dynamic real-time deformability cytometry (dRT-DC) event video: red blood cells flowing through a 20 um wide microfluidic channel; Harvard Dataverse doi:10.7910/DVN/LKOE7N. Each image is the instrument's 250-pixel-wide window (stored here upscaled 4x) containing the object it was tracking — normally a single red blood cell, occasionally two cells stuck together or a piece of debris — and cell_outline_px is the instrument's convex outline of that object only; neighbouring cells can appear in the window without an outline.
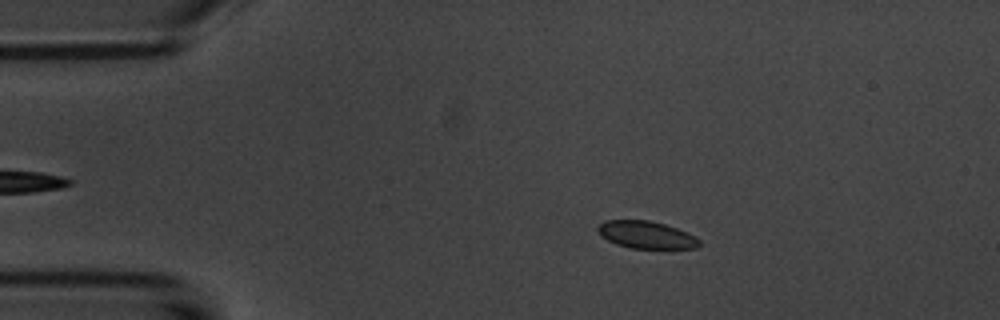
{"species": "common noctule bat (a hibernating species)", "species_latin": "Nyctalus noctula", "temperature_condition": "room temperature", "stored_images_in_passage": 6, "camera_frame_rate_fps": 3000, "um_per_image_px": 0.085, "animal": {"sex": "male", "body_mass_g": 20.1, "forearm_length_mm": 53.5}, "frame": {"image": 1, "passage_image": 3, "time_ms": 2.0, "image_size_px": [1000, 320], "cell_outline_px": [[700, 244], [696, 248], [632, 248], [616, 244], [600, 236], [596, 232], [596, 228], [604, 220], [648, 220], [664, 224], [676, 228], [700, 240]], "centroid_in_image_um": [54.85, 19.95], "position_along_channel_um": 30.1, "area_um2": 16.01}}
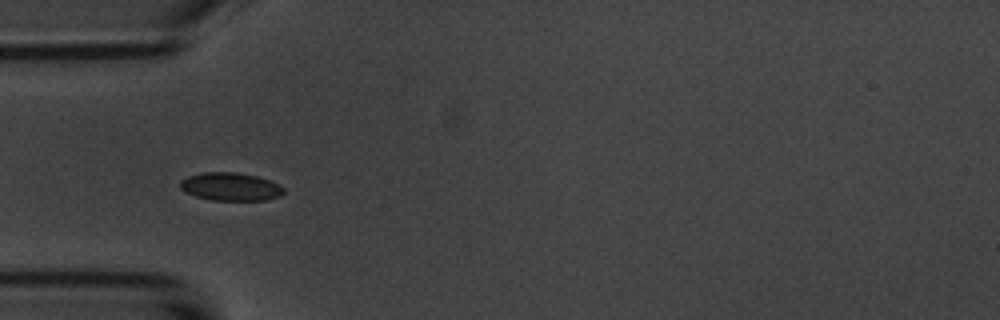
{"frame": {"image": 2, "passage_image": 5, "time_ms": 4.333, "image_size_px": [1000, 320], "cell_outline_px": [[284, 192], [280, 196], [268, 200], [212, 200], [196, 196], [180, 188], [180, 180], [188, 176], [200, 172], [236, 172], [256, 176], [280, 184], [284, 188]], "centroid_in_image_um": [19.61, 15.86], "position_along_channel_um": 65.4, "area_um2": 16.94}}